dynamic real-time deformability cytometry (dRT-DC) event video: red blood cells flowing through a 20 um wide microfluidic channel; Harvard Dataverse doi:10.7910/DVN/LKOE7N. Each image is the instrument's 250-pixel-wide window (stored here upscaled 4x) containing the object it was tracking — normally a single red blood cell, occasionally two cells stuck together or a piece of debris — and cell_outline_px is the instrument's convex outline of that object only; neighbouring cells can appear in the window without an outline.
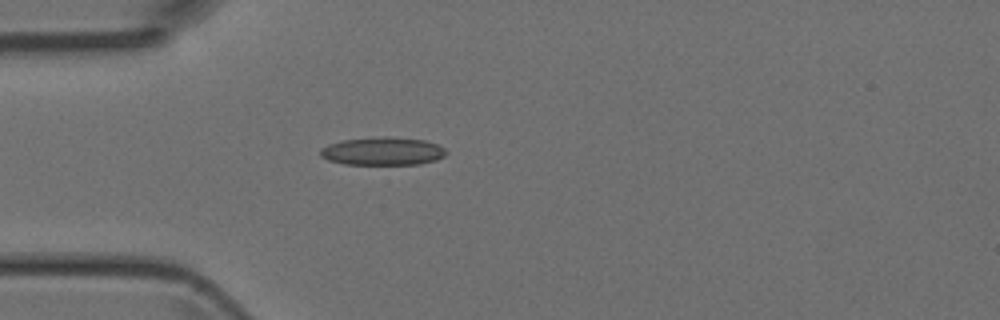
{"species": "Egyptian fruit bat (a non-hibernating species)", "species_latin": "Rousettus aegyptiacus", "temperature_condition": "room temperature", "stored_images_in_passage": 39, "camera_frame_rate_fps": 3000, "um_per_image_px": 0.085, "animal": {"sex": "female"}, "frame": {"image": 1, "passage_image": 5, "time_ms": 1.333, "image_size_px": [1000, 320], "cell_outline_px": [[448, 152], [444, 156], [436, 160], [420, 164], [344, 164], [328, 160], [320, 156], [320, 148], [328, 144], [344, 140], [384, 136], [388, 136], [424, 140], [440, 144]], "centroid_in_image_um": [32.55, 12.85], "position_along_channel_um": 52.4, "area_um2": 20.69}}
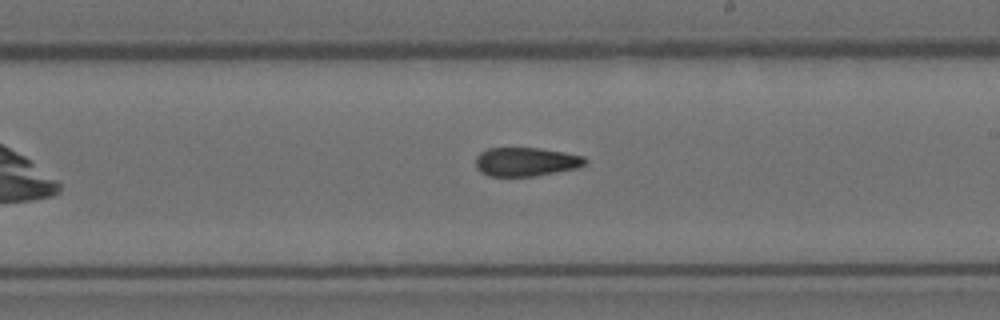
{"frame": {"image": 2, "passage_image": 19, "time_ms": 6.0, "image_size_px": [1000, 320], "cell_outline_px": [[588, 160], [584, 164], [576, 168], [536, 176], [488, 176], [480, 172], [476, 168], [476, 156], [480, 152], [488, 148], [540, 148], [564, 152], [584, 156]], "centroid_in_image_um": [44.68, 13.75], "position_along_channel_um": 244.3, "area_um2": 18.44}}
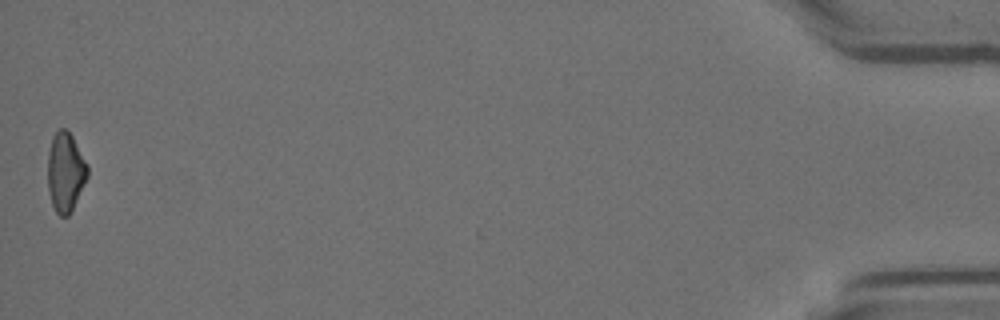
{"frame": {"image": 3, "passage_image": 39, "time_ms": 12.667, "image_size_px": [1000, 320], "cell_outline_px": [[88, 176], [68, 216], [60, 216], [56, 212], [52, 204], [48, 188], [48, 152], [52, 136], [60, 128], [64, 128], [72, 136], [88, 164]], "centroid_in_image_um": [5.56, 14.6], "position_along_channel_um": 429.6, "area_um2": 18.21}}